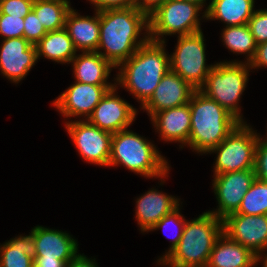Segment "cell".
I'll list each match as a JSON object with an SVG mask.
<instances>
[{"label":"cell","mask_w":267,"mask_h":267,"mask_svg":"<svg viewBox=\"0 0 267 267\" xmlns=\"http://www.w3.org/2000/svg\"><path fill=\"white\" fill-rule=\"evenodd\" d=\"M0 43V73L18 84L38 62L37 47L24 37L4 39Z\"/></svg>","instance_id":"obj_15"},{"label":"cell","mask_w":267,"mask_h":267,"mask_svg":"<svg viewBox=\"0 0 267 267\" xmlns=\"http://www.w3.org/2000/svg\"><path fill=\"white\" fill-rule=\"evenodd\" d=\"M154 129L164 142H178L179 147H187L191 128L189 103L159 111L150 117Z\"/></svg>","instance_id":"obj_18"},{"label":"cell","mask_w":267,"mask_h":267,"mask_svg":"<svg viewBox=\"0 0 267 267\" xmlns=\"http://www.w3.org/2000/svg\"><path fill=\"white\" fill-rule=\"evenodd\" d=\"M255 179L254 169L213 176L212 189L218 205L216 209L208 211L221 219L236 212Z\"/></svg>","instance_id":"obj_12"},{"label":"cell","mask_w":267,"mask_h":267,"mask_svg":"<svg viewBox=\"0 0 267 267\" xmlns=\"http://www.w3.org/2000/svg\"><path fill=\"white\" fill-rule=\"evenodd\" d=\"M71 260L44 259L42 256H36L34 267H66Z\"/></svg>","instance_id":"obj_38"},{"label":"cell","mask_w":267,"mask_h":267,"mask_svg":"<svg viewBox=\"0 0 267 267\" xmlns=\"http://www.w3.org/2000/svg\"><path fill=\"white\" fill-rule=\"evenodd\" d=\"M223 233L258 258L267 256V215L231 213L223 219Z\"/></svg>","instance_id":"obj_11"},{"label":"cell","mask_w":267,"mask_h":267,"mask_svg":"<svg viewBox=\"0 0 267 267\" xmlns=\"http://www.w3.org/2000/svg\"><path fill=\"white\" fill-rule=\"evenodd\" d=\"M200 11H203L202 8L192 2L166 0L149 16V39L167 42L166 36H183L202 31L200 21L206 19V13Z\"/></svg>","instance_id":"obj_7"},{"label":"cell","mask_w":267,"mask_h":267,"mask_svg":"<svg viewBox=\"0 0 267 267\" xmlns=\"http://www.w3.org/2000/svg\"><path fill=\"white\" fill-rule=\"evenodd\" d=\"M166 0H136L135 6L148 17Z\"/></svg>","instance_id":"obj_37"},{"label":"cell","mask_w":267,"mask_h":267,"mask_svg":"<svg viewBox=\"0 0 267 267\" xmlns=\"http://www.w3.org/2000/svg\"><path fill=\"white\" fill-rule=\"evenodd\" d=\"M95 15V16H94ZM82 16L73 7L65 20V29L78 52L97 51L100 38V15Z\"/></svg>","instance_id":"obj_20"},{"label":"cell","mask_w":267,"mask_h":267,"mask_svg":"<svg viewBox=\"0 0 267 267\" xmlns=\"http://www.w3.org/2000/svg\"><path fill=\"white\" fill-rule=\"evenodd\" d=\"M249 65L252 70L267 67V42L257 45L255 56Z\"/></svg>","instance_id":"obj_36"},{"label":"cell","mask_w":267,"mask_h":267,"mask_svg":"<svg viewBox=\"0 0 267 267\" xmlns=\"http://www.w3.org/2000/svg\"><path fill=\"white\" fill-rule=\"evenodd\" d=\"M223 233V219L209 211L186 220L178 246L159 264L185 267L208 264L211 251Z\"/></svg>","instance_id":"obj_5"},{"label":"cell","mask_w":267,"mask_h":267,"mask_svg":"<svg viewBox=\"0 0 267 267\" xmlns=\"http://www.w3.org/2000/svg\"><path fill=\"white\" fill-rule=\"evenodd\" d=\"M256 44L267 42V9H257L248 21Z\"/></svg>","instance_id":"obj_32"},{"label":"cell","mask_w":267,"mask_h":267,"mask_svg":"<svg viewBox=\"0 0 267 267\" xmlns=\"http://www.w3.org/2000/svg\"><path fill=\"white\" fill-rule=\"evenodd\" d=\"M174 52L170 53V70L199 90L214 67L206 63V44L203 32L177 36Z\"/></svg>","instance_id":"obj_9"},{"label":"cell","mask_w":267,"mask_h":267,"mask_svg":"<svg viewBox=\"0 0 267 267\" xmlns=\"http://www.w3.org/2000/svg\"><path fill=\"white\" fill-rule=\"evenodd\" d=\"M46 33L47 31L39 21V17H37L35 12L31 10L24 17L23 37L31 44L36 45Z\"/></svg>","instance_id":"obj_31"},{"label":"cell","mask_w":267,"mask_h":267,"mask_svg":"<svg viewBox=\"0 0 267 267\" xmlns=\"http://www.w3.org/2000/svg\"><path fill=\"white\" fill-rule=\"evenodd\" d=\"M258 257L225 233L217 239L208 261V267H256Z\"/></svg>","instance_id":"obj_22"},{"label":"cell","mask_w":267,"mask_h":267,"mask_svg":"<svg viewBox=\"0 0 267 267\" xmlns=\"http://www.w3.org/2000/svg\"><path fill=\"white\" fill-rule=\"evenodd\" d=\"M33 3L34 0H0V12L25 17L32 10Z\"/></svg>","instance_id":"obj_33"},{"label":"cell","mask_w":267,"mask_h":267,"mask_svg":"<svg viewBox=\"0 0 267 267\" xmlns=\"http://www.w3.org/2000/svg\"><path fill=\"white\" fill-rule=\"evenodd\" d=\"M37 59L44 57L60 64H70L77 50L65 28L47 32L36 44Z\"/></svg>","instance_id":"obj_24"},{"label":"cell","mask_w":267,"mask_h":267,"mask_svg":"<svg viewBox=\"0 0 267 267\" xmlns=\"http://www.w3.org/2000/svg\"><path fill=\"white\" fill-rule=\"evenodd\" d=\"M87 1V0H86ZM95 11H103L107 9H119L135 6L136 0H88Z\"/></svg>","instance_id":"obj_35"},{"label":"cell","mask_w":267,"mask_h":267,"mask_svg":"<svg viewBox=\"0 0 267 267\" xmlns=\"http://www.w3.org/2000/svg\"><path fill=\"white\" fill-rule=\"evenodd\" d=\"M189 106L191 128L187 147L201 155L208 154L241 123L199 90L193 93Z\"/></svg>","instance_id":"obj_3"},{"label":"cell","mask_w":267,"mask_h":267,"mask_svg":"<svg viewBox=\"0 0 267 267\" xmlns=\"http://www.w3.org/2000/svg\"><path fill=\"white\" fill-rule=\"evenodd\" d=\"M180 198L151 188L139 196L136 201L135 218L141 233L150 232L151 228L165 215L183 202Z\"/></svg>","instance_id":"obj_19"},{"label":"cell","mask_w":267,"mask_h":267,"mask_svg":"<svg viewBox=\"0 0 267 267\" xmlns=\"http://www.w3.org/2000/svg\"><path fill=\"white\" fill-rule=\"evenodd\" d=\"M99 15L100 38L96 52L117 69L149 40V17L136 6L107 9L99 11Z\"/></svg>","instance_id":"obj_1"},{"label":"cell","mask_w":267,"mask_h":267,"mask_svg":"<svg viewBox=\"0 0 267 267\" xmlns=\"http://www.w3.org/2000/svg\"><path fill=\"white\" fill-rule=\"evenodd\" d=\"M185 267H208V265H196V266H185Z\"/></svg>","instance_id":"obj_42"},{"label":"cell","mask_w":267,"mask_h":267,"mask_svg":"<svg viewBox=\"0 0 267 267\" xmlns=\"http://www.w3.org/2000/svg\"><path fill=\"white\" fill-rule=\"evenodd\" d=\"M74 79L80 83L92 85H116L109 82L111 71L116 69L109 61L96 51H86L72 59Z\"/></svg>","instance_id":"obj_21"},{"label":"cell","mask_w":267,"mask_h":267,"mask_svg":"<svg viewBox=\"0 0 267 267\" xmlns=\"http://www.w3.org/2000/svg\"><path fill=\"white\" fill-rule=\"evenodd\" d=\"M116 85H92L74 81L52 105L64 117V120L73 117H83L87 120L93 113L94 108L98 105L102 97Z\"/></svg>","instance_id":"obj_13"},{"label":"cell","mask_w":267,"mask_h":267,"mask_svg":"<svg viewBox=\"0 0 267 267\" xmlns=\"http://www.w3.org/2000/svg\"><path fill=\"white\" fill-rule=\"evenodd\" d=\"M35 257V242L30 232L0 245V267H34Z\"/></svg>","instance_id":"obj_25"},{"label":"cell","mask_w":267,"mask_h":267,"mask_svg":"<svg viewBox=\"0 0 267 267\" xmlns=\"http://www.w3.org/2000/svg\"><path fill=\"white\" fill-rule=\"evenodd\" d=\"M255 0H210L205 20H220L226 26L245 25L255 10Z\"/></svg>","instance_id":"obj_23"},{"label":"cell","mask_w":267,"mask_h":267,"mask_svg":"<svg viewBox=\"0 0 267 267\" xmlns=\"http://www.w3.org/2000/svg\"><path fill=\"white\" fill-rule=\"evenodd\" d=\"M260 133L247 122H241L209 154H217L212 170L213 176L221 173L254 169L255 150Z\"/></svg>","instance_id":"obj_8"},{"label":"cell","mask_w":267,"mask_h":267,"mask_svg":"<svg viewBox=\"0 0 267 267\" xmlns=\"http://www.w3.org/2000/svg\"><path fill=\"white\" fill-rule=\"evenodd\" d=\"M184 1L195 3L199 5L202 9L204 8L203 6H205V4L207 3L206 2L207 0H184Z\"/></svg>","instance_id":"obj_40"},{"label":"cell","mask_w":267,"mask_h":267,"mask_svg":"<svg viewBox=\"0 0 267 267\" xmlns=\"http://www.w3.org/2000/svg\"><path fill=\"white\" fill-rule=\"evenodd\" d=\"M250 70L249 63L236 59L217 62L199 91L216 101L240 122H246L239 102L247 87Z\"/></svg>","instance_id":"obj_6"},{"label":"cell","mask_w":267,"mask_h":267,"mask_svg":"<svg viewBox=\"0 0 267 267\" xmlns=\"http://www.w3.org/2000/svg\"><path fill=\"white\" fill-rule=\"evenodd\" d=\"M223 45L234 54L245 55L244 62L250 63L254 58L257 44L248 24L226 26L221 31Z\"/></svg>","instance_id":"obj_27"},{"label":"cell","mask_w":267,"mask_h":267,"mask_svg":"<svg viewBox=\"0 0 267 267\" xmlns=\"http://www.w3.org/2000/svg\"><path fill=\"white\" fill-rule=\"evenodd\" d=\"M71 9L70 0H34L32 6L47 32L64 28L66 16Z\"/></svg>","instance_id":"obj_26"},{"label":"cell","mask_w":267,"mask_h":267,"mask_svg":"<svg viewBox=\"0 0 267 267\" xmlns=\"http://www.w3.org/2000/svg\"><path fill=\"white\" fill-rule=\"evenodd\" d=\"M24 17L0 12V36L2 40L23 37Z\"/></svg>","instance_id":"obj_30"},{"label":"cell","mask_w":267,"mask_h":267,"mask_svg":"<svg viewBox=\"0 0 267 267\" xmlns=\"http://www.w3.org/2000/svg\"><path fill=\"white\" fill-rule=\"evenodd\" d=\"M196 91L187 81L178 74L169 70L161 79L151 98L140 108L149 117L166 109L189 103Z\"/></svg>","instance_id":"obj_16"},{"label":"cell","mask_w":267,"mask_h":267,"mask_svg":"<svg viewBox=\"0 0 267 267\" xmlns=\"http://www.w3.org/2000/svg\"><path fill=\"white\" fill-rule=\"evenodd\" d=\"M30 233L35 242L36 256L73 260L79 254L77 240L66 231L37 225Z\"/></svg>","instance_id":"obj_17"},{"label":"cell","mask_w":267,"mask_h":267,"mask_svg":"<svg viewBox=\"0 0 267 267\" xmlns=\"http://www.w3.org/2000/svg\"><path fill=\"white\" fill-rule=\"evenodd\" d=\"M261 263V265L263 264V266L261 267H267V256L266 257H262L258 259V264Z\"/></svg>","instance_id":"obj_41"},{"label":"cell","mask_w":267,"mask_h":267,"mask_svg":"<svg viewBox=\"0 0 267 267\" xmlns=\"http://www.w3.org/2000/svg\"><path fill=\"white\" fill-rule=\"evenodd\" d=\"M65 128L84 161L108 167L113 134L99 129L83 118L66 121Z\"/></svg>","instance_id":"obj_10"},{"label":"cell","mask_w":267,"mask_h":267,"mask_svg":"<svg viewBox=\"0 0 267 267\" xmlns=\"http://www.w3.org/2000/svg\"><path fill=\"white\" fill-rule=\"evenodd\" d=\"M254 171L256 178L267 181V140L259 135V140L255 150Z\"/></svg>","instance_id":"obj_34"},{"label":"cell","mask_w":267,"mask_h":267,"mask_svg":"<svg viewBox=\"0 0 267 267\" xmlns=\"http://www.w3.org/2000/svg\"><path fill=\"white\" fill-rule=\"evenodd\" d=\"M66 267H99L96 258H88L86 255L78 254L73 260H71Z\"/></svg>","instance_id":"obj_39"},{"label":"cell","mask_w":267,"mask_h":267,"mask_svg":"<svg viewBox=\"0 0 267 267\" xmlns=\"http://www.w3.org/2000/svg\"><path fill=\"white\" fill-rule=\"evenodd\" d=\"M117 86L108 90L87 119L99 129L114 134L128 129L136 119L138 110L117 93Z\"/></svg>","instance_id":"obj_14"},{"label":"cell","mask_w":267,"mask_h":267,"mask_svg":"<svg viewBox=\"0 0 267 267\" xmlns=\"http://www.w3.org/2000/svg\"><path fill=\"white\" fill-rule=\"evenodd\" d=\"M181 205L179 204L175 209H173L170 213L162 217L152 228L150 231L160 230V229H168L170 226H175L176 233H174L172 237V242L170 241V247L165 252L164 255L160 256L157 259V264H160L179 244V241L183 234V229L186 223V219L181 214ZM171 229V228H170ZM173 229V228H172ZM174 230V231H175Z\"/></svg>","instance_id":"obj_29"},{"label":"cell","mask_w":267,"mask_h":267,"mask_svg":"<svg viewBox=\"0 0 267 267\" xmlns=\"http://www.w3.org/2000/svg\"><path fill=\"white\" fill-rule=\"evenodd\" d=\"M235 213L267 215V181L256 178Z\"/></svg>","instance_id":"obj_28"},{"label":"cell","mask_w":267,"mask_h":267,"mask_svg":"<svg viewBox=\"0 0 267 267\" xmlns=\"http://www.w3.org/2000/svg\"><path fill=\"white\" fill-rule=\"evenodd\" d=\"M155 144L143 136L125 129L112 136L109 166H123L146 179L159 178L165 183L170 170L169 163Z\"/></svg>","instance_id":"obj_4"},{"label":"cell","mask_w":267,"mask_h":267,"mask_svg":"<svg viewBox=\"0 0 267 267\" xmlns=\"http://www.w3.org/2000/svg\"><path fill=\"white\" fill-rule=\"evenodd\" d=\"M166 42L148 40L117 68L114 79L117 87H124L133 94L140 107L153 95L163 76L170 70V54Z\"/></svg>","instance_id":"obj_2"}]
</instances>
